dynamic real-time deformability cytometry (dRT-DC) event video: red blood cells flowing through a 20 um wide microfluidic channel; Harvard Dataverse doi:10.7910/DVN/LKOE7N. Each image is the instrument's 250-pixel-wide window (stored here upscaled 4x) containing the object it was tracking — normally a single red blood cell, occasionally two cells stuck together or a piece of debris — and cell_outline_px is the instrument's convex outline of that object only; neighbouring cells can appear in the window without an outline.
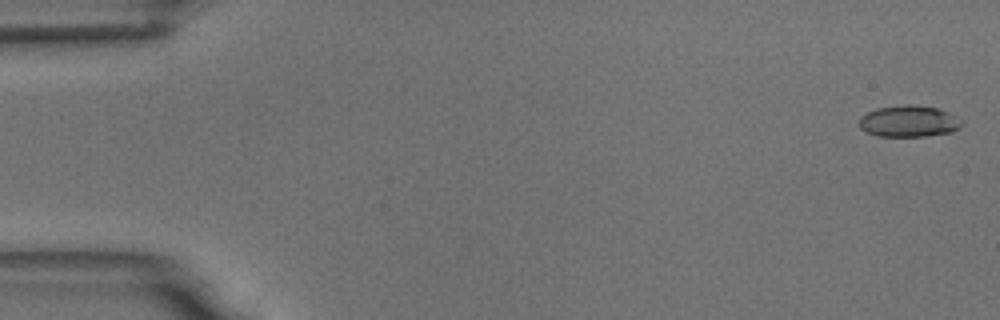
{"species": "common noctule bat (a hibernating species)", "species_latin": "Nyctalus noctula", "temperature_condition": "room temperature", "stored_images_in_passage": 8, "camera_frame_rate_fps": 3000, "um_per_image_px": 0.085, "animal": {"sex": "male", "body_mass_g": 18.8}, "frame": {"image": 1, "passage_image": 2, "time_ms": 0.333, "image_size_px": [1000, 320], "cell_outline_px": [[964, 124], [960, 128], [952, 132], [924, 136], [876, 136], [860, 128], [860, 116], [876, 108], [908, 104], [936, 108], [948, 112], [964, 120]], "centroid_in_image_um": [77.29, 10.31], "position_along_channel_um": 7.7, "area_um2": 18.84}}